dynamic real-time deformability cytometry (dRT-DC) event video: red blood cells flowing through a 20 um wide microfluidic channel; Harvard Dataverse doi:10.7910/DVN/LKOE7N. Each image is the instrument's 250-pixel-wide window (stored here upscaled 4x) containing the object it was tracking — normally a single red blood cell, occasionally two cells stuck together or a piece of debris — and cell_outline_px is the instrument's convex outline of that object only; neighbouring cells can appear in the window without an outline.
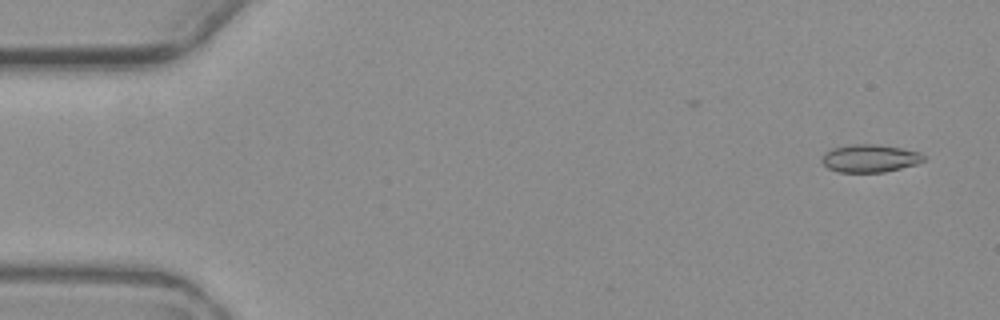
{"species": "common noctule bat (a hibernating species)", "species_latin": "Nyctalus noctula", "temperature_condition": "warm", "stored_images_in_passage": 2, "camera_frame_rate_fps": 3000, "um_per_image_px": 0.085, "animal": {"sex": "female", "body_mass_g": 19.3, "forearm_length_mm": 54.1}, "frame": {"image": 1, "passage_image": 2, "time_ms": 1.0, "image_size_px": [1000, 320], "cell_outline_px": [[924, 160], [916, 164], [884, 172], [840, 172], [828, 168], [820, 160], [832, 148], [848, 144], [876, 144], [900, 148], [920, 152], [924, 156]], "centroid_in_image_um": [73.93, 13.45], "position_along_channel_um": 11.1, "area_um2": 16.3}}